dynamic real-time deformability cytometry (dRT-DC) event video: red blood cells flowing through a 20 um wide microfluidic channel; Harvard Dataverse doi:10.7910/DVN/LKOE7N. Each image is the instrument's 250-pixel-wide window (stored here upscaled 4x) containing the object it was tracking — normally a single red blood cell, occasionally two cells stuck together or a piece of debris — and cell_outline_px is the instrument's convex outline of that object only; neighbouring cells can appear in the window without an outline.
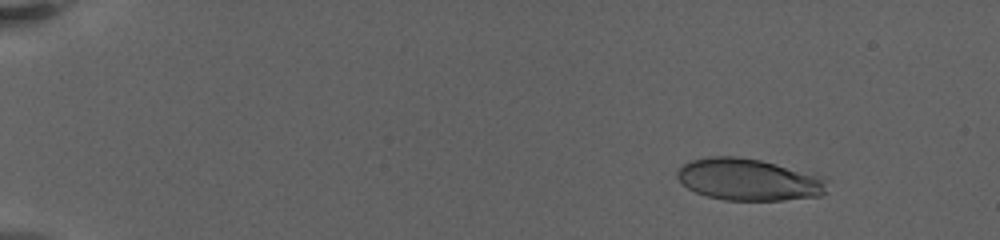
{"species": "human", "species_latin": "Homo sapiens", "temperature_condition": "warm", "stored_images_in_passage": 35, "camera_frame_rate_fps": 3000, "um_per_image_px": 0.085, "donor": {"sex": "female"}, "frame": {"image": 1, "passage_image": 6, "time_ms": 2.333, "image_size_px": [1000, 240], "cell_outline_px": [[828, 180], [824, 192], [820, 196], [784, 200], [724, 200], [708, 196], [696, 192], [688, 188], [676, 176], [676, 172], [684, 164], [692, 160], [712, 156], [736, 156], [760, 160], [824, 176]], "centroid_in_image_um": [63.66, 15.26], "position_along_channel_um": 21.3, "area_um2": 36.47}}
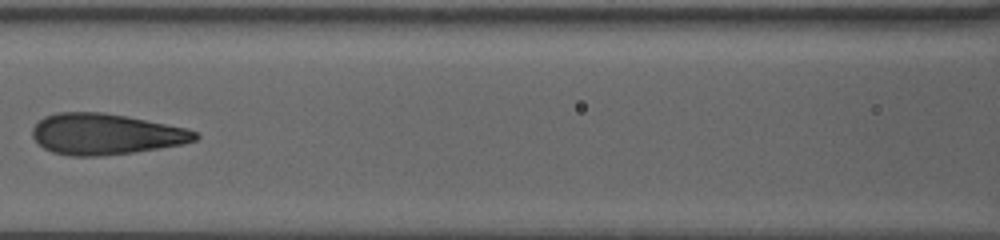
{"frame": {"image": 2, "passage_image": 23, "time_ms": 10.667, "image_size_px": [1000, 240], "cell_outline_px": [[200, 136], [196, 140], [180, 144], [160, 148], [132, 152], [100, 156], [68, 156], [52, 152], [36, 144], [32, 136], [32, 128], [44, 116], [56, 112], [104, 112], [184, 128], [196, 132]], "centroid_in_image_um": [8.9, 11.4], "position_along_channel_um": 157.7, "area_um2": 38.67}}
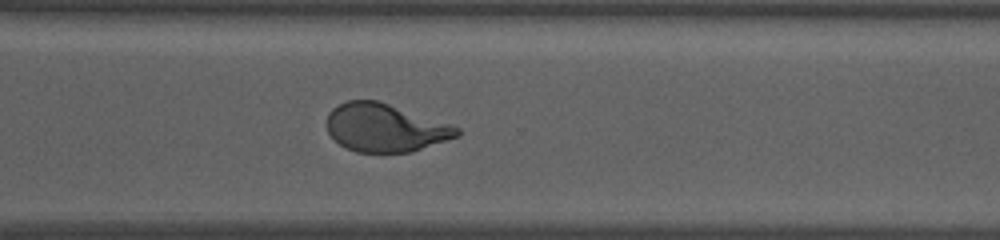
{"frame": {"image": 3, "passage_image": 35, "time_ms": 16.333, "image_size_px": [1000, 240], "cell_outline_px": [[460, 136], [412, 152], [356, 152], [344, 148], [328, 132], [328, 112], [332, 108], [348, 100], [376, 100], [460, 128]], "centroid_in_image_um": [32.72, 10.88], "position_along_channel_um": 337.9, "area_um2": 36.01}}